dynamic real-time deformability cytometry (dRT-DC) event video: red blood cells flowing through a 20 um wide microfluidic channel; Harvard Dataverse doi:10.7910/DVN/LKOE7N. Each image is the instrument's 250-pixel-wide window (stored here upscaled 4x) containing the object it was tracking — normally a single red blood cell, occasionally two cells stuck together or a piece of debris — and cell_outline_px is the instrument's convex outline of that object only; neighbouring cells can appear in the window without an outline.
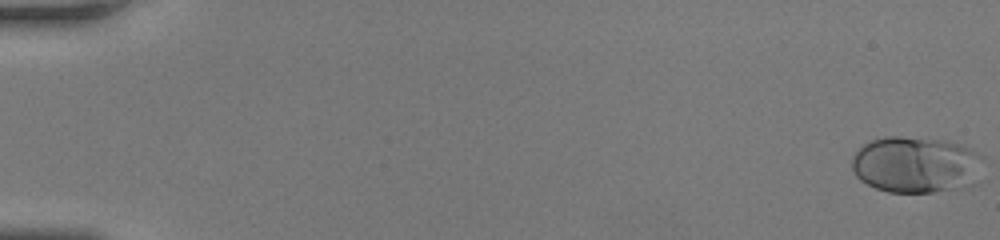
{"species": "human", "species_latin": "Homo sapiens", "temperature_condition": "room temperature", "stored_images_in_passage": 51, "camera_frame_rate_fps": 3000, "um_per_image_px": 0.085, "donor": {"sex": "female"}, "frame": {"image": 1, "passage_image": 1, "time_ms": 0.0, "image_size_px": [1000, 240], "cell_outline_px": [[984, 156], [976, 184], [956, 188], [932, 192], [888, 192], [876, 188], [860, 180], [856, 176], [852, 168], [852, 156], [864, 144], [872, 140], [884, 136], [900, 136], [944, 140], [960, 144]], "centroid_in_image_um": [77.86, 13.99], "position_along_channel_um": 7.1, "area_um2": 43.35}}
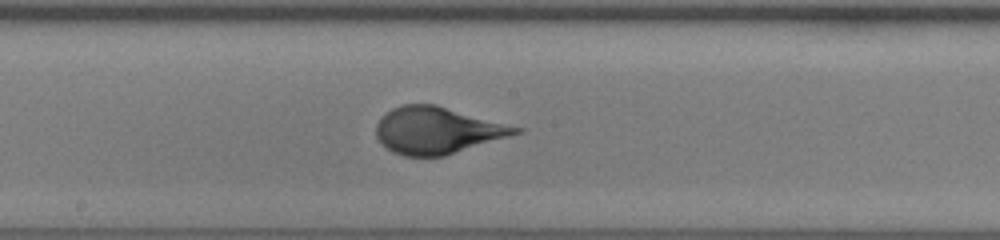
{"frame": {"image": 2, "passage_image": 29, "time_ms": 9.333, "image_size_px": [1000, 240], "cell_outline_px": [[524, 132], [444, 156], [404, 156], [392, 152], [376, 136], [376, 124], [392, 108], [400, 104], [436, 104], [524, 128]], "centroid_in_image_um": [37.21, 11.07], "position_along_channel_um": 211.0, "area_um2": 37.97}}
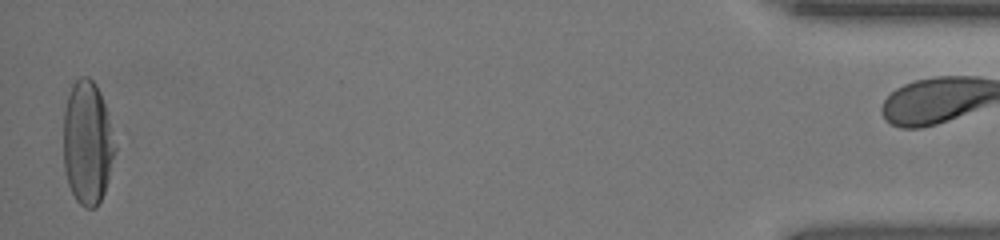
{"frame": {"image": 3, "passage_image": 50, "time_ms": 16.333, "image_size_px": [1000, 240], "cell_outline_px": [[116, 148], [104, 192], [96, 208], [84, 208], [76, 200], [68, 184], [64, 168], [64, 108], [72, 84], [80, 76], [88, 76], [96, 84], [100, 92], [108, 112]], "centroid_in_image_um": [7.43, 12.12], "position_along_channel_um": 427.8, "area_um2": 37.17}, "authors_computed_cell_mechanics": {"area_um2": 38.2636, "velocity_mm_per_s": 4.2999, "shape_relaxation_time_tau1_ms": 4.2775, "shape_relaxation_time_tau2_ms": null, "deformation_change_tau1": 0.2142, "deformation_change_tau2": null}}